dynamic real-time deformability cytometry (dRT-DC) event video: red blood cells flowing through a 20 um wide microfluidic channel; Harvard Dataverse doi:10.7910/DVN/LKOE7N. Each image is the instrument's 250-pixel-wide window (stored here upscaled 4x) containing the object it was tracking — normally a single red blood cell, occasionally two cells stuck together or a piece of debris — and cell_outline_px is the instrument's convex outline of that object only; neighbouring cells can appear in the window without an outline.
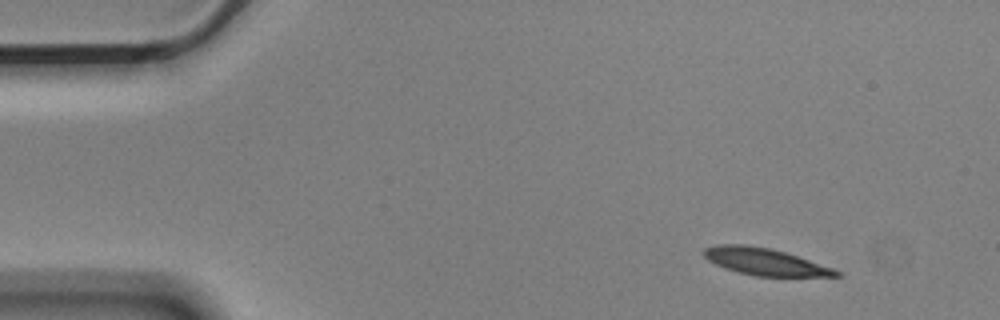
{"species": "Egyptian fruit bat (a non-hibernating species)", "species_latin": "Rousettus aegyptiacus", "temperature_condition": "cold", "stored_images_in_passage": 3, "camera_frame_rate_fps": 3000, "um_per_image_px": 0.085, "animal": {"sex": "male"}, "frame": {"image": 1, "passage_image": 1, "time_ms": 0.0, "image_size_px": [1000, 320], "cell_outline_px": [[844, 276], [756, 276], [724, 268], [708, 260], [704, 256], [704, 248], [716, 244], [748, 244], [772, 248], [832, 268], [840, 272]], "centroid_in_image_um": [64.98, 22.23], "position_along_channel_um": 20.0, "area_um2": 20.58}}
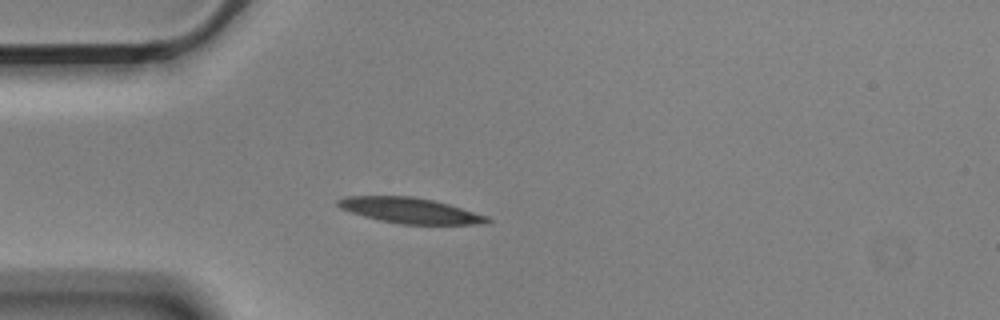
{"frame": {"image": 2, "passage_image": 3, "time_ms": 0.667, "image_size_px": [1000, 320], "cell_outline_px": [[492, 220], [488, 224], [400, 224], [380, 220], [364, 216], [340, 208], [336, 204], [336, 200], [344, 196], [412, 196], [432, 200], [448, 204], [488, 216]], "centroid_in_image_um": [34.86, 17.89], "position_along_channel_um": 50.1, "area_um2": 22.14}}